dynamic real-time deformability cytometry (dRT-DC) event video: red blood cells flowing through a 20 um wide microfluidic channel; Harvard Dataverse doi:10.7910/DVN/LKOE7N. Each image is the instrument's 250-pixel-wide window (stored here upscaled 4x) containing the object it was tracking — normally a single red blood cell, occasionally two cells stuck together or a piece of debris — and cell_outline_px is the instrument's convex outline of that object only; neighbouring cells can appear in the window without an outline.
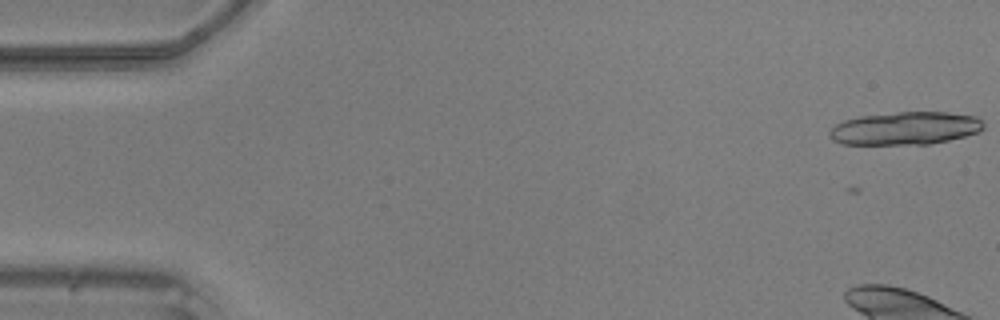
{"species": "common noctule bat (a hibernating species)", "species_latin": "Nyctalus noctula", "temperature_condition": "warm", "stored_images_in_passage": 4, "camera_frame_rate_fps": 3000, "um_per_image_px": 0.085, "animal": {"sex": "male", "body_mass_g": 20.5, "forearm_length_mm": 52.5}, "frame": {"image": 1, "passage_image": 1, "time_ms": 0.0, "image_size_px": [1000, 320], "cell_outline_px": [[984, 128], [980, 132], [948, 140], [928, 144], [840, 144], [832, 140], [828, 136], [828, 132], [836, 124], [844, 120], [860, 116], [896, 112], [948, 112], [976, 116], [984, 120]], "centroid_in_image_um": [76.95, 10.9], "position_along_channel_um": 8.0, "area_um2": 29.77}}